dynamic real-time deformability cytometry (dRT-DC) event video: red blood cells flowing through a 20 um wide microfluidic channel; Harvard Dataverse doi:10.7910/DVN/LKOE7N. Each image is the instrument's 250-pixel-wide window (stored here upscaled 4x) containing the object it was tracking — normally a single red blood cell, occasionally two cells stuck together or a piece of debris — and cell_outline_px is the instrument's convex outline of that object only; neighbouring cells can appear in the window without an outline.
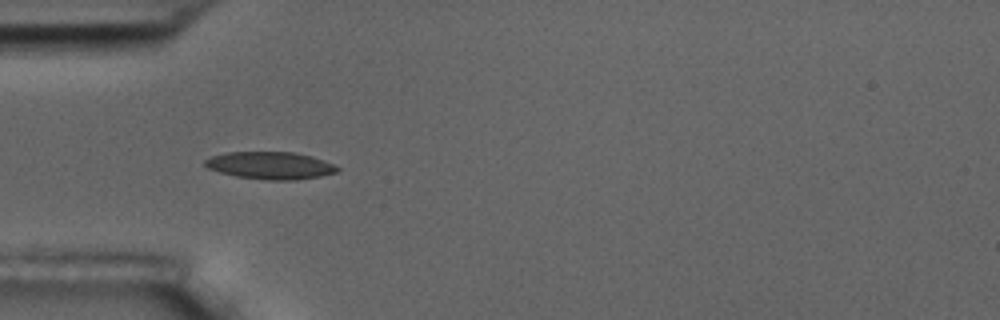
{"species": "common noctule bat (a hibernating species)", "species_latin": "Nyctalus noctula", "temperature_condition": "room temperature", "stored_images_in_passage": 2, "camera_frame_rate_fps": 3000, "um_per_image_px": 0.085, "animal": {"sex": "male", "body_mass_g": 17.5, "forearm_length_mm": 52.3}, "frame": {"image": 1, "passage_image": 1, "time_ms": 0.0, "image_size_px": [1000, 320], "cell_outline_px": [[340, 168], [336, 172], [320, 176], [296, 180], [264, 180], [236, 176], [220, 172], [208, 168], [204, 164], [204, 160], [212, 156], [228, 152], [296, 152], [312, 156], [332, 164]], "centroid_in_image_um": [22.97, 14.06], "position_along_channel_um": 62.0, "area_um2": 21.04}}